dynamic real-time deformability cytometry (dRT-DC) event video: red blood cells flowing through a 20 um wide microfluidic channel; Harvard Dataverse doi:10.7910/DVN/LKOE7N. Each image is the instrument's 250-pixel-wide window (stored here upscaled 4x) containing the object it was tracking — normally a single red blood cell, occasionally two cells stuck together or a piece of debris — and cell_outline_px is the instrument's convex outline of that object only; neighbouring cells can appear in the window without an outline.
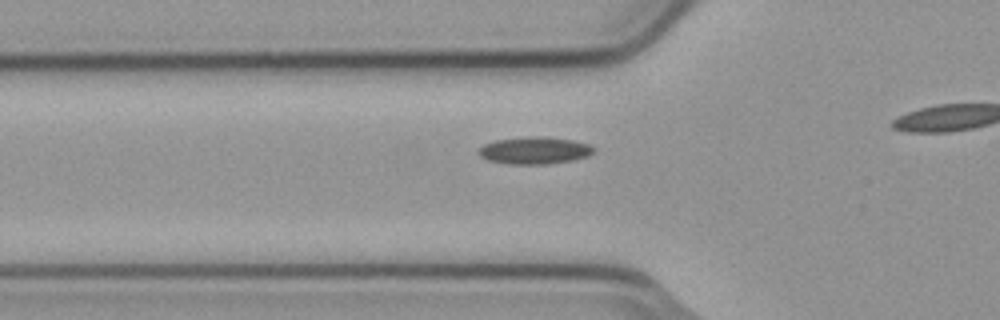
{"species": "common noctule bat (a hibernating species)", "species_latin": "Nyctalus noctula", "temperature_condition": "cold", "stored_images_in_passage": 35, "camera_frame_rate_fps": 3000, "um_per_image_px": 0.085, "animal": {"sex": "male", "body_mass_g": 23.1, "forearm_length_mm": 52.7}, "frame": {"image": 1, "passage_image": 15, "time_ms": 4.667, "image_size_px": [1000, 320], "cell_outline_px": [[596, 148], [588, 156], [572, 160], [548, 164], [508, 164], [488, 160], [480, 156], [476, 152], [484, 144], [496, 140], [536, 136], [544, 136], [572, 140], [588, 144]], "centroid_in_image_um": [45.43, 12.79], "position_along_channel_um": 80.4, "area_um2": 18.15}}
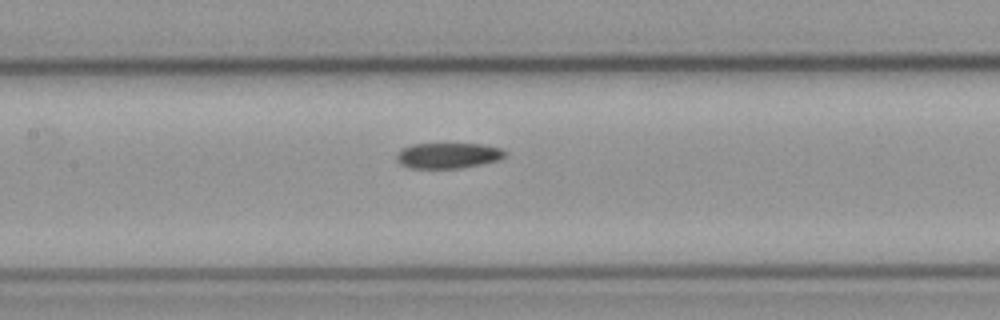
{"frame": {"image": 2, "passage_image": 22, "time_ms": 7.0, "image_size_px": [1000, 320], "cell_outline_px": [[508, 152], [500, 160], [460, 168], [412, 168], [400, 164], [396, 160], [396, 156], [404, 148], [412, 144], [484, 144], [504, 148]], "centroid_in_image_um": [38.15, 13.21], "position_along_channel_um": 169.3, "area_um2": 16.18}}
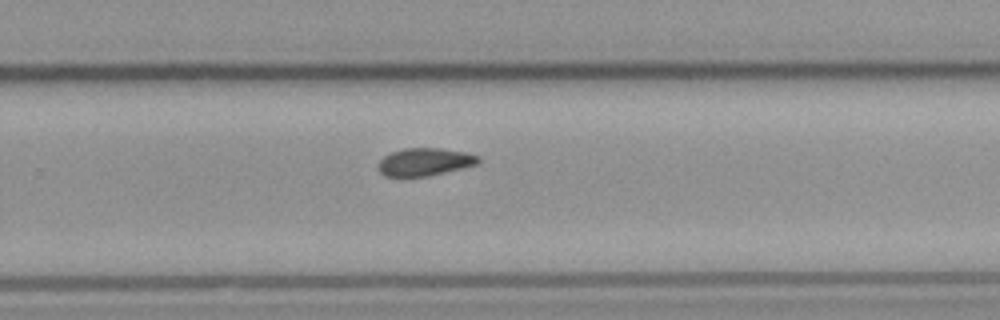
{"frame": {"image": 3, "passage_image": 32, "time_ms": 10.333, "image_size_px": [1000, 320], "cell_outline_px": [[480, 164], [428, 176], [404, 180], [384, 176], [380, 172], [380, 160], [384, 156], [392, 152], [404, 148], [440, 148], [468, 152], [480, 156]], "centroid_in_image_um": [36.11, 13.8], "position_along_channel_um": 293.7, "area_um2": 16.82}}